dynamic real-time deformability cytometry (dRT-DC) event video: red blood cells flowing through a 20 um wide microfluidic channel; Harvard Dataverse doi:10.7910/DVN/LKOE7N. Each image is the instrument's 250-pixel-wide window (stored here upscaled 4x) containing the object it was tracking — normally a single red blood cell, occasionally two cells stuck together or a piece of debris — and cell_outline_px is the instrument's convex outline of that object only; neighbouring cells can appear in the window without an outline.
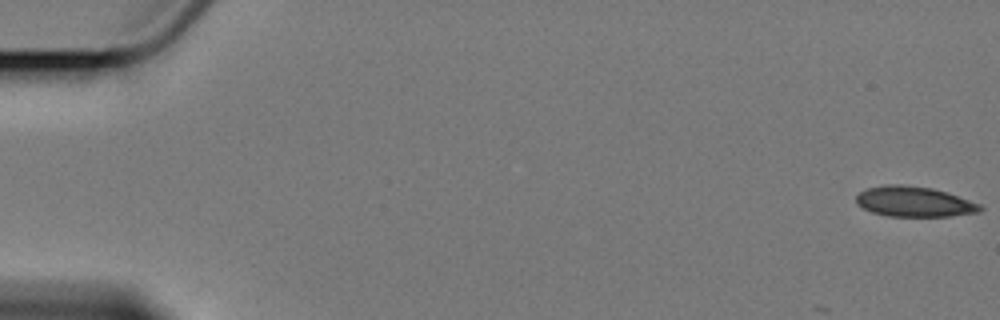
{"species": "Egyptian fruit bat (a non-hibernating species)", "species_latin": "Rousettus aegyptiacus", "temperature_condition": "cold", "stored_images_in_passage": 5, "camera_frame_rate_fps": 3000, "um_per_image_px": 0.085, "animal": {"sex": "female"}, "frame": {"image": 1, "passage_image": 1, "time_ms": 0.0, "image_size_px": [1000, 320], "cell_outline_px": [[984, 208], [980, 212], [948, 216], [888, 216], [872, 212], [856, 204], [856, 196], [860, 192], [868, 188], [884, 184], [900, 184], [932, 188], [980, 204]], "centroid_in_image_um": [77.67, 17.14], "position_along_channel_um": 7.3, "area_um2": 21.68}}
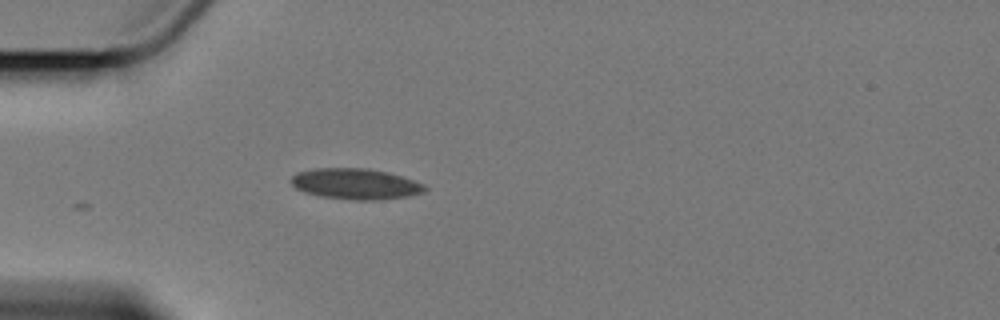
{"frame": {"image": 2, "passage_image": 5, "time_ms": 5.667, "image_size_px": [1000, 320], "cell_outline_px": [[428, 188], [424, 192], [408, 196], [372, 200], [356, 200], [320, 196], [304, 192], [296, 188], [292, 184], [292, 176], [296, 172], [316, 168], [368, 168], [388, 172], [424, 184]], "centroid_in_image_um": [30.21, 15.62], "position_along_channel_um": 54.8, "area_um2": 23.87}}